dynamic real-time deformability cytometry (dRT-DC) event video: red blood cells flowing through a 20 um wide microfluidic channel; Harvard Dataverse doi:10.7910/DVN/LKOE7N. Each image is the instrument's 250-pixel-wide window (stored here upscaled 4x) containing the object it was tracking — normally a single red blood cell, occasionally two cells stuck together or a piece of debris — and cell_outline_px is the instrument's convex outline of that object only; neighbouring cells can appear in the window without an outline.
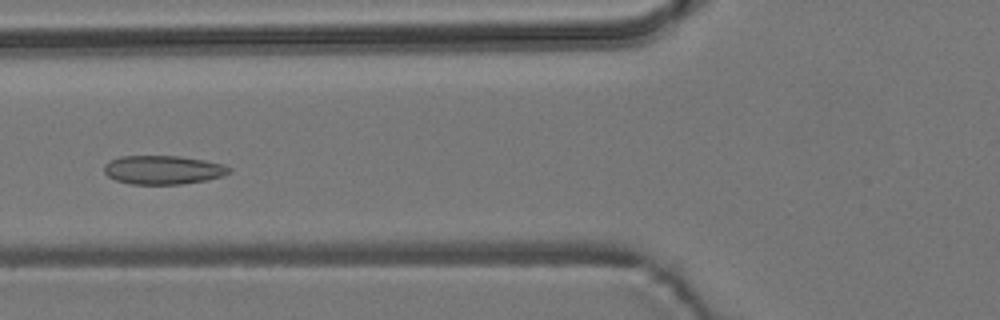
{"species": "common noctule bat (a hibernating species)", "species_latin": "Nyctalus noctula", "temperature_condition": "room temperature", "stored_images_in_passage": 53, "camera_frame_rate_fps": 3000, "um_per_image_px": 0.085, "animal": {"sex": "male", "body_mass_g": 19.2, "forearm_length_mm": 51.8}, "frame": {"image": 1, "passage_image": 19, "time_ms": 6.0, "image_size_px": [1000, 320], "cell_outline_px": [[232, 172], [208, 180], [180, 184], [132, 184], [116, 180], [108, 176], [104, 172], [104, 164], [108, 160], [120, 156], [180, 156], [204, 160], [224, 164], [232, 168]], "centroid_in_image_um": [13.86, 14.43], "position_along_channel_um": 111.9, "area_um2": 21.1}}
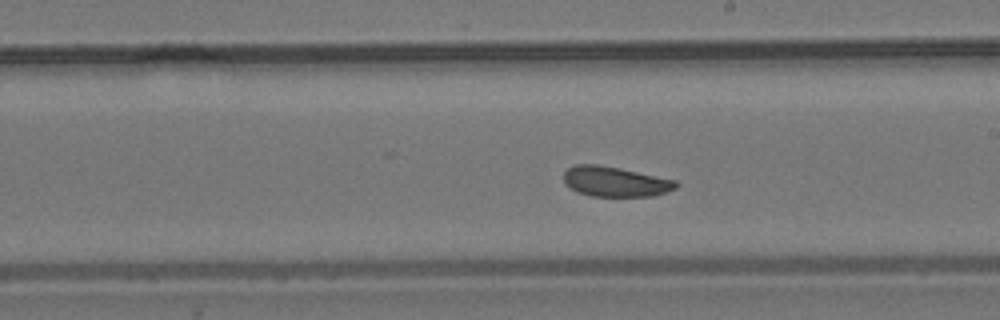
{"frame": {"image": 2, "passage_image": 29, "time_ms": 9.333, "image_size_px": [1000, 320], "cell_outline_px": [[680, 184], [676, 188], [668, 192], [652, 196], [592, 196], [576, 192], [564, 184], [564, 172], [568, 168], [576, 164], [596, 164], [620, 168], [676, 180]], "centroid_in_image_um": [52.29, 15.44], "position_along_channel_um": 236.7, "area_um2": 19.83}}
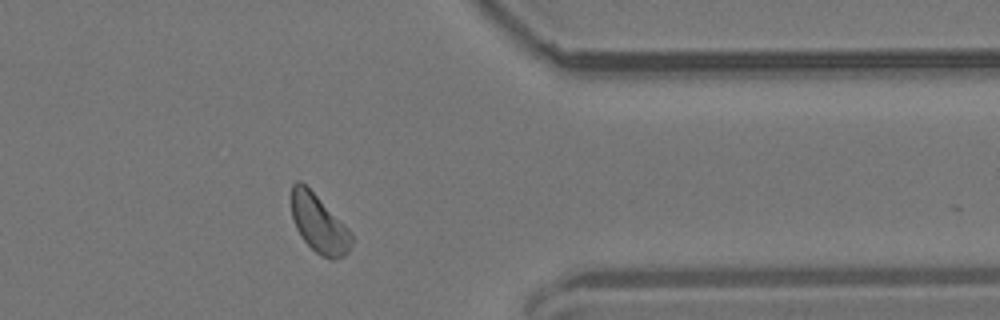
{"frame": {"image": 3, "passage_image": 42, "time_ms": 13.667, "image_size_px": [1000, 320], "cell_outline_px": [[352, 244], [348, 252], [344, 256], [332, 260], [320, 256], [304, 240], [296, 228], [292, 216], [292, 184], [296, 180], [300, 180], [348, 228], [352, 236]], "centroid_in_image_um": [27.11, 19.05], "position_along_channel_um": 384.3, "area_um2": 19.94}, "authors_computed_cell_mechanics": {"area_um2": 20.5768, "velocity_mm_per_s": 3.739, "shape_relaxation_time_tau1_ms": 3.8974, "shape_relaxation_time_tau2_ms": 10.5808, "deformation_change_tau1": 0.0593, "deformation_change_tau2": 0.152}}